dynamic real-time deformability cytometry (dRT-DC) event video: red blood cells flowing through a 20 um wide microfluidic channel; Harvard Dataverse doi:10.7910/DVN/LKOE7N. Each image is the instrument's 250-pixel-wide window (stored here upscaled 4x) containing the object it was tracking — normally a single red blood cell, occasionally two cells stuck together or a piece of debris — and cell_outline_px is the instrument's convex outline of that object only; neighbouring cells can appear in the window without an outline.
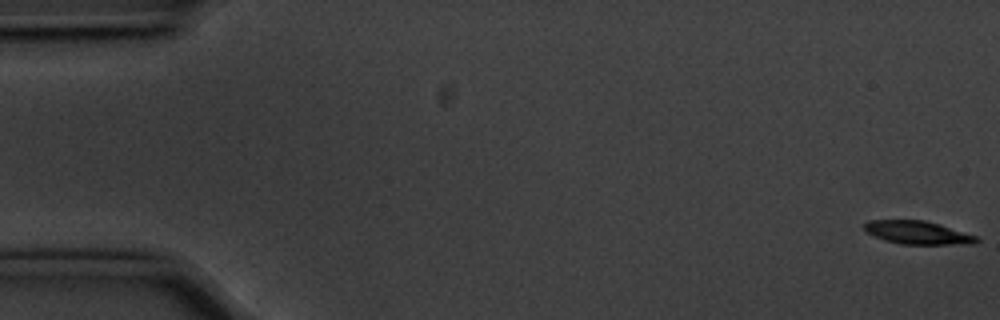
{"species": "common noctule bat (a hibernating species)", "species_latin": "Nyctalus noctula", "temperature_condition": "cold", "stored_images_in_passage": 56, "camera_frame_rate_fps": 3000, "um_per_image_px": 0.085, "animal": {"sex": "male", "body_mass_g": 20.1, "forearm_length_mm": 53.5}, "frame": {"image": 1, "passage_image": 1, "time_ms": 0.0, "image_size_px": [1000, 320], "cell_outline_px": [[980, 240], [976, 244], [900, 244], [884, 240], [864, 232], [864, 224], [868, 220], [924, 220], [940, 224], [976, 236]], "centroid_in_image_um": [77.98, 19.77], "position_along_channel_um": 7.0, "area_um2": 15.26}}
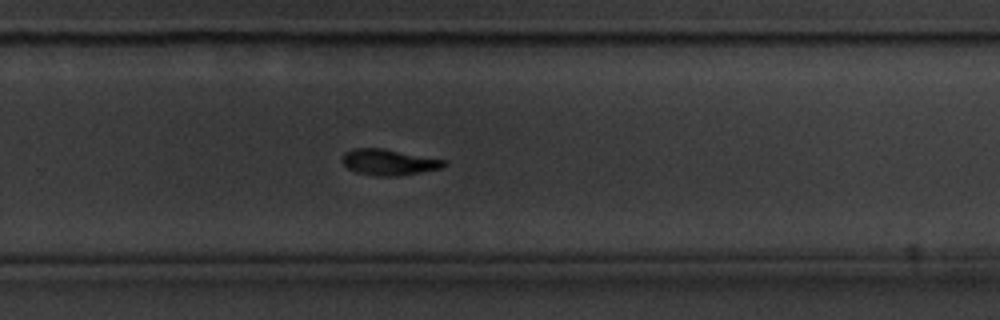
{"frame": {"image": 2, "passage_image": 37, "time_ms": 12.0, "image_size_px": [1000, 320], "cell_outline_px": [[448, 164], [440, 168], [400, 176], [376, 176], [356, 172], [348, 168], [340, 160], [340, 156], [344, 152], [352, 148], [384, 148], [444, 160]], "centroid_in_image_um": [32.98, 13.78], "position_along_channel_um": 296.8, "area_um2": 15.49}}
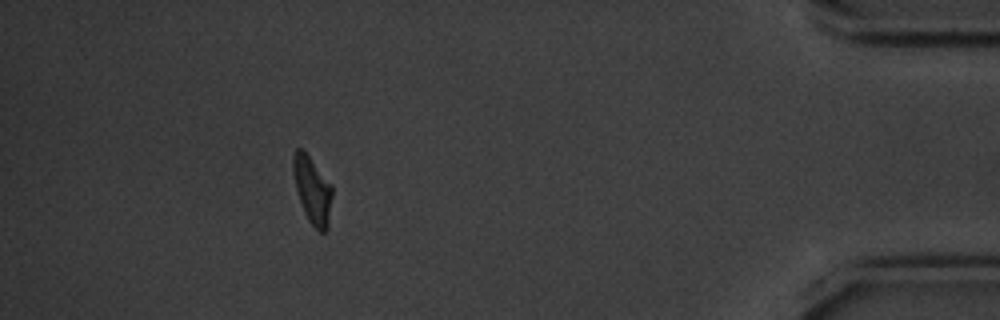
{"frame": {"image": 3, "passage_image": 51, "time_ms": 16.667, "image_size_px": [1000, 320], "cell_outline_px": [[332, 196], [328, 228], [324, 232], [320, 232], [308, 220], [304, 212], [296, 188], [292, 172], [292, 156], [296, 148], [300, 148], [308, 156], [332, 184]], "centroid_in_image_um": [26.55, 16.15], "position_along_channel_um": 408.7, "area_um2": 15.14}, "authors_computed_cell_mechanics": {"area_um2": 15.8661, "velocity_mm_per_s": 3.5578, "shape_relaxation_time_tau1_ms": 2.5106, "shape_relaxation_time_tau2_ms": null, "deformation_change_tau1": 0.1425, "deformation_change_tau2": null}}